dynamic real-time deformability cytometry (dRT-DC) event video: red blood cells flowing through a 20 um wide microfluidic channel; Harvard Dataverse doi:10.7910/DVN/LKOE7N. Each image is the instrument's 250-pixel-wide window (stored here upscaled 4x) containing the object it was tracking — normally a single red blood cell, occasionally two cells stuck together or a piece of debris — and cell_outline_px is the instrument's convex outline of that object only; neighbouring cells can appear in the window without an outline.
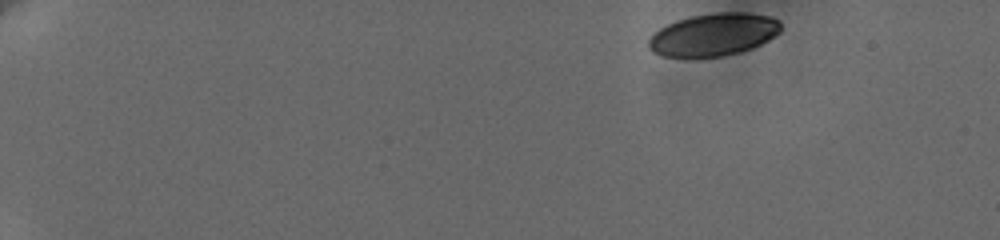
{"species": "human", "species_latin": "Homo sapiens", "temperature_condition": "cold", "stored_images_in_passage": 42, "camera_frame_rate_fps": 3000, "um_per_image_px": 0.085, "donor": {"sex": "female"}, "frame": {"image": 1, "passage_image": 1, "time_ms": 0.0, "image_size_px": [1000, 240], "cell_outline_px": [[780, 32], [768, 40], [752, 48], [740, 52], [720, 56], [664, 56], [648, 48], [648, 40], [660, 28], [676, 20], [692, 16], [716, 12], [744, 12], [772, 16], [780, 20]], "centroid_in_image_um": [60.69, 2.92], "position_along_channel_um": 24.3, "area_um2": 32.48}}
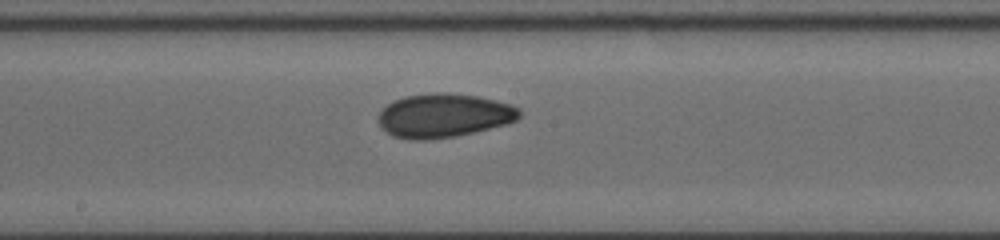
{"frame": {"image": 2, "passage_image": 22, "time_ms": 9.0, "image_size_px": [1000, 240], "cell_outline_px": [[520, 116], [516, 120], [504, 124], [472, 132], [452, 136], [420, 140], [416, 140], [392, 136], [380, 128], [376, 120], [376, 116], [388, 104], [404, 96], [436, 92], [444, 92], [476, 96], [496, 100], [512, 104], [520, 108]], "centroid_in_image_um": [37.68, 9.81], "position_along_channel_um": 210.5, "area_um2": 35.89}}
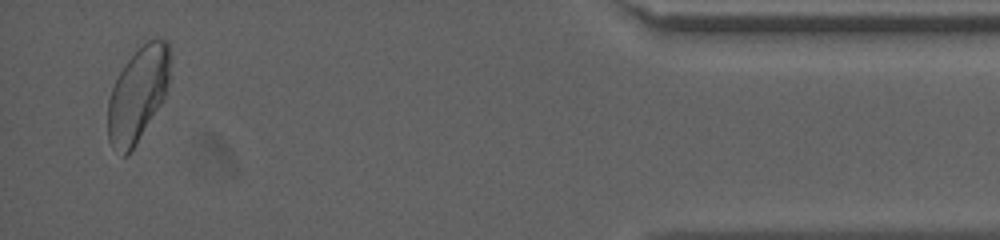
{"frame": {"image": 3, "passage_image": 40, "time_ms": 16.333, "image_size_px": [1000, 240], "cell_outline_px": [[168, 84], [164, 96], [160, 104], [136, 144], [124, 156], [120, 156], [112, 148], [108, 140], [108, 100], [112, 88], [124, 64], [148, 40], [168, 40]], "centroid_in_image_um": [11.67, 8.07], "position_along_channel_um": 423.5, "area_um2": 33.35}, "authors_computed_cell_mechanics": {"area_um2": 34.1309, "velocity_mm_per_s": 3.6374, "shape_relaxation_time_tau1_ms": 6.9746, "shape_relaxation_time_tau2_ms": 2.5136, "deformation_change_tau1": 0.1485, "deformation_change_tau2": 0.0647}}